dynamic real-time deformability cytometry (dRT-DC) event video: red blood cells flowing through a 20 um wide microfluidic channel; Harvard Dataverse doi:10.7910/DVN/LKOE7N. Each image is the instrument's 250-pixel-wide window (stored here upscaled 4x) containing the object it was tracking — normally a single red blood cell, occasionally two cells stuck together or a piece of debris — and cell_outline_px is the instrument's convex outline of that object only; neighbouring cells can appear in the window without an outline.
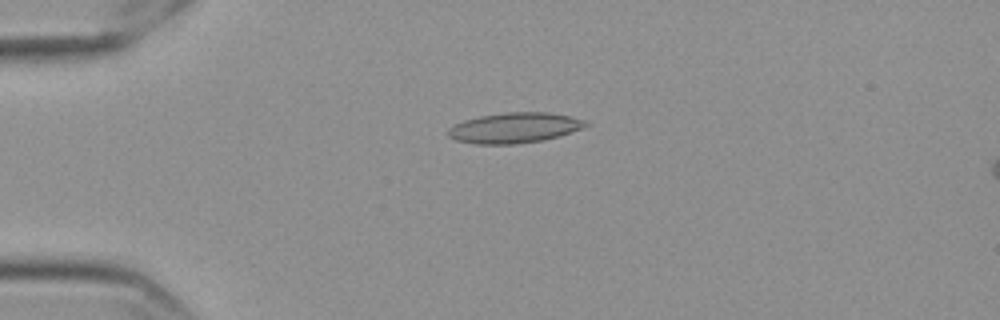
{"species": "Egyptian fruit bat (a non-hibernating species)", "species_latin": "Rousettus aegyptiacus", "temperature_condition": "cold", "stored_images_in_passage": 49, "camera_frame_rate_fps": 3000, "um_per_image_px": 0.085, "frame": {"image": 1, "passage_image": 6, "time_ms": 1.667, "image_size_px": [1000, 320], "cell_outline_px": [[588, 124], [580, 128], [560, 136], [544, 140], [516, 144], [476, 144], [456, 140], [448, 136], [448, 128], [464, 120], [480, 116], [504, 112], [548, 112], [572, 116], [584, 120]], "centroid_in_image_um": [43.72, 10.86], "position_along_channel_um": 41.3, "area_um2": 24.28}}
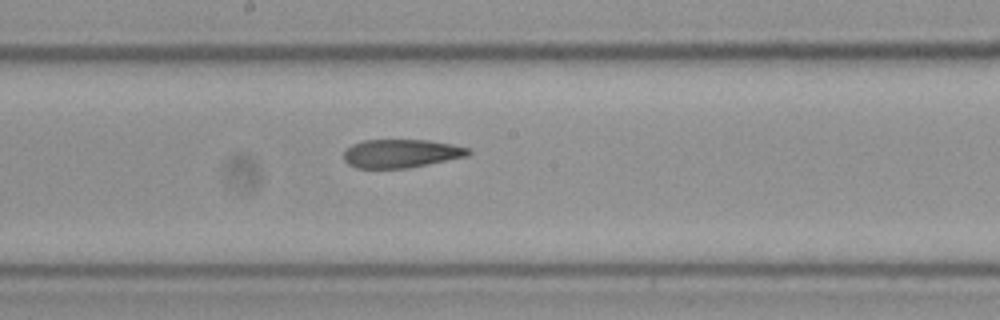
{"frame": {"image": 2, "passage_image": 23, "time_ms": 7.333, "image_size_px": [1000, 320], "cell_outline_px": [[472, 152], [468, 156], [408, 168], [356, 168], [348, 164], [344, 160], [344, 152], [352, 144], [364, 140], [428, 140], [452, 144], [468, 148]], "centroid_in_image_um": [34.1, 13.04], "position_along_channel_um": 214.1, "area_um2": 20.63}}
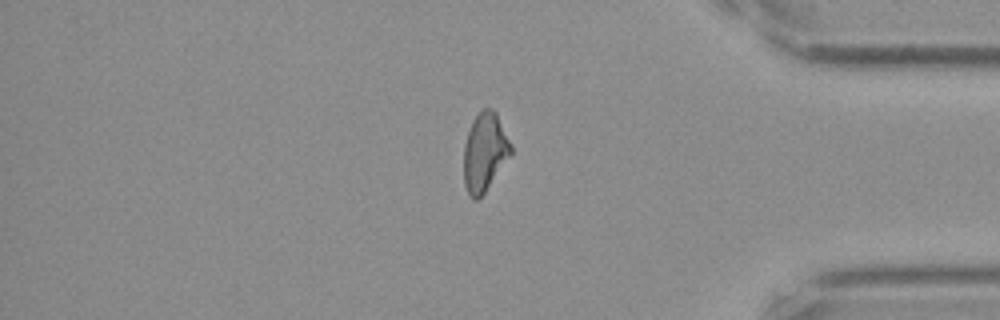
{"frame": {"image": 3, "passage_image": 40, "time_ms": 13.0, "image_size_px": [1000, 320], "cell_outline_px": [[512, 152], [484, 192], [476, 200], [472, 200], [464, 184], [464, 144], [472, 120], [484, 108], [492, 108], [496, 112], [512, 148]], "centroid_in_image_um": [41.17, 12.91], "position_along_channel_um": 394.0, "area_um2": 21.04}, "authors_computed_cell_mechanics": {"area_um2": 21.675, "velocity_mm_per_s": 3.5733, "shape_relaxation_time_tau1_ms": null, "shape_relaxation_time_tau2_ms": 4.8817, "deformation_change_tau1": null, "deformation_change_tau2": 0.1419}}